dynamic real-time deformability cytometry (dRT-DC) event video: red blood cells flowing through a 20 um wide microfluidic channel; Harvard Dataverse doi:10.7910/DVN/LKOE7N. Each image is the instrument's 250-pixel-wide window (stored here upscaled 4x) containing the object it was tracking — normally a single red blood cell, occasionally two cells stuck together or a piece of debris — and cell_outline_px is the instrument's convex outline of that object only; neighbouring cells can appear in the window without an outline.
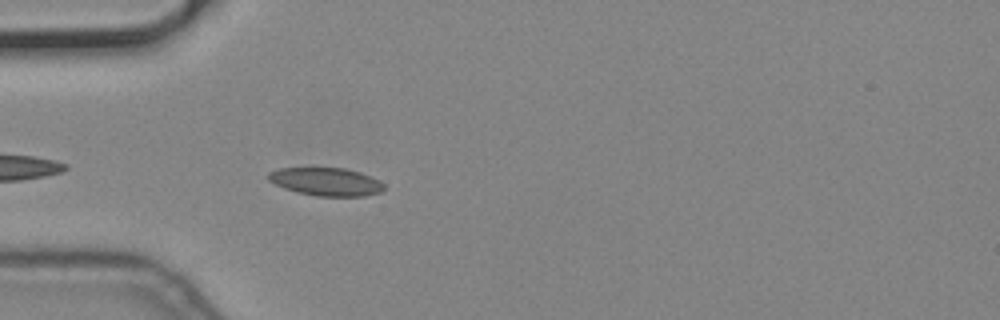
{"species": "common noctule bat (a hibernating species)", "species_latin": "Nyctalus noctula", "temperature_condition": "cold", "stored_images_in_passage": 9, "camera_frame_rate_fps": 3000, "um_per_image_px": 0.085, "animal": {"sex": "male", "body_mass_g": 19.2, "forearm_length_mm": 51.8}, "frame": {"image": 1, "passage_image": 4, "time_ms": 1.0, "image_size_px": [1000, 320], "cell_outline_px": [[384, 188], [380, 192], [364, 196], [316, 196], [296, 192], [284, 188], [268, 180], [268, 172], [280, 168], [344, 168], [360, 172], [384, 184]], "centroid_in_image_um": [27.68, 15.45], "position_along_channel_um": 57.3, "area_um2": 18.73}}